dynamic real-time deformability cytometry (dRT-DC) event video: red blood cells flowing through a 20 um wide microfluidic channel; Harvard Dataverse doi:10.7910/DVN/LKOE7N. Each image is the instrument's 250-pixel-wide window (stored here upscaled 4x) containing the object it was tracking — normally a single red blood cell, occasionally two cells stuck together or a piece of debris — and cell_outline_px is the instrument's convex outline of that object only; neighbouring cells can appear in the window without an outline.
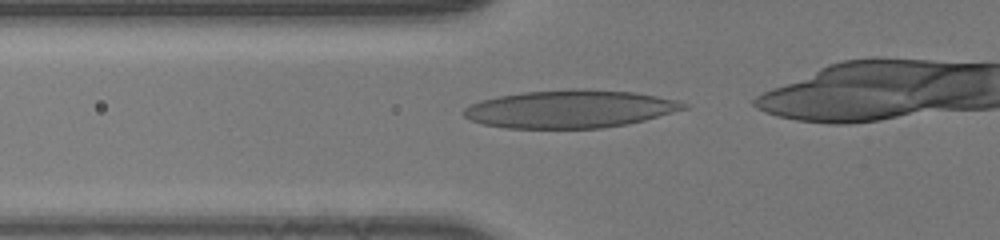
{"species": "human", "species_latin": "Homo sapiens", "temperature_condition": "room temperature", "stored_images_in_passage": 21, "camera_frame_rate_fps": 3000, "um_per_image_px": 0.085, "donor": {"sex": "male"}, "frame": {"image": 1, "passage_image": 2, "time_ms": 0.333, "image_size_px": [1000, 240], "cell_outline_px": [[688, 108], [644, 120], [628, 124], [600, 128], [504, 128], [484, 124], [472, 120], [464, 116], [460, 112], [468, 104], [480, 100], [500, 96], [524, 92], [572, 88], [584, 88], [632, 92], [656, 96], [676, 100], [688, 104]], "centroid_in_image_um": [48.42, 9.26], "position_along_channel_um": 77.4, "area_um2": 48.61}}
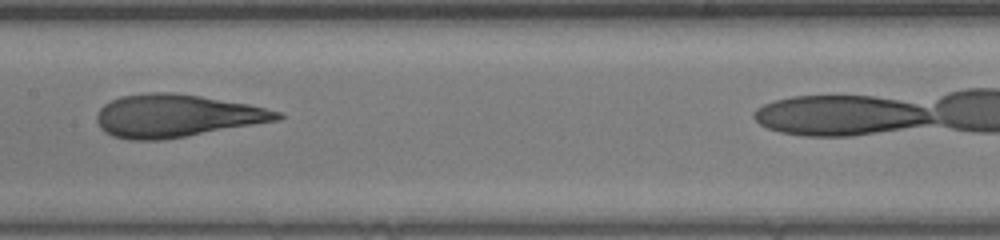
{"frame": {"image": 2, "passage_image": 10, "time_ms": 3.0, "image_size_px": [1000, 240], "cell_outline_px": [[284, 116], [280, 120], [160, 140], [128, 140], [112, 136], [104, 132], [100, 128], [96, 120], [96, 116], [100, 108], [104, 104], [120, 96], [148, 92], [172, 92], [200, 96], [248, 104], [280, 112]], "centroid_in_image_um": [14.94, 9.84], "position_along_channel_um": 192.5, "area_um2": 44.74}}
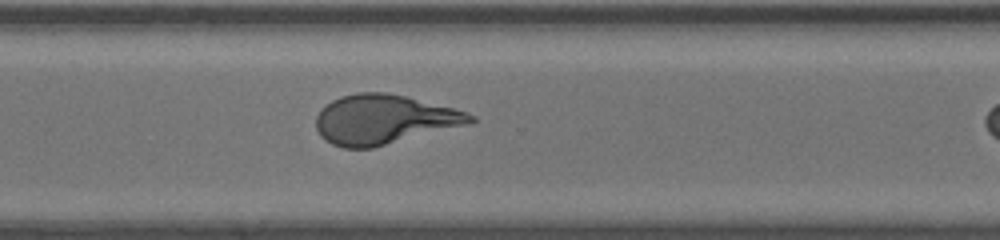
{"frame": {"image": 3, "passage_image": 20, "time_ms": 6.333, "image_size_px": [1000, 240], "cell_outline_px": [[476, 120], [472, 124], [372, 148], [344, 148], [332, 144], [324, 140], [320, 136], [316, 128], [316, 116], [320, 108], [332, 100], [340, 96], [356, 92], [384, 92], [404, 96], [468, 112], [476, 116]], "centroid_in_image_um": [32.63, 10.16], "position_along_channel_um": 338.0, "area_um2": 44.74}}